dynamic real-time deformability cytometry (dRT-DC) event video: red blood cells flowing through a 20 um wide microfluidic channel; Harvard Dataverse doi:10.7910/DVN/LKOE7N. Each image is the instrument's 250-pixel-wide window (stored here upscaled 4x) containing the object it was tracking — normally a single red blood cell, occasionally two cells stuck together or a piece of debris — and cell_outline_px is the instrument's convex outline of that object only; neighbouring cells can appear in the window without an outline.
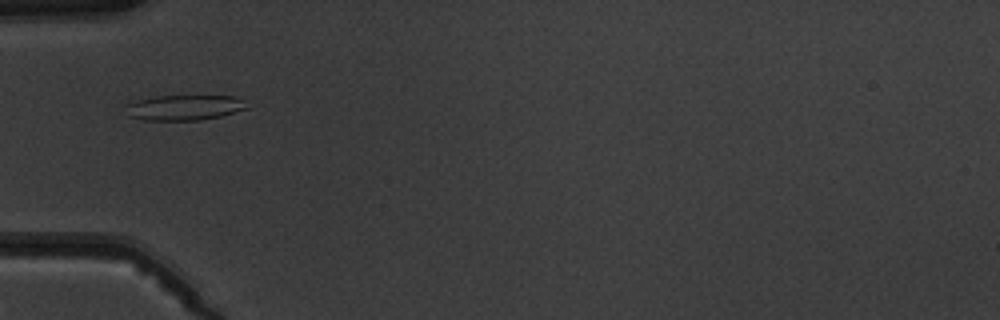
{"species": "common noctule bat (a hibernating species)", "species_latin": "Nyctalus noctula", "temperature_condition": "warm", "stored_images_in_passage": 6, "camera_frame_rate_fps": 3000, "um_per_image_px": 0.085, "animal": {"sex": "male", "body_mass_g": 19.5, "forearm_length_mm": 54.6}, "frame": {"image": 1, "passage_image": 4, "time_ms": 4.0, "image_size_px": [1000, 320], "cell_outline_px": [[252, 108], [220, 116], [200, 120], [144, 120], [128, 116], [124, 104], [136, 100], [156, 96], [236, 96], [244, 100]], "centroid_in_image_um": [15.69, 9.14], "position_along_channel_um": 69.3, "area_um2": 18.15}}
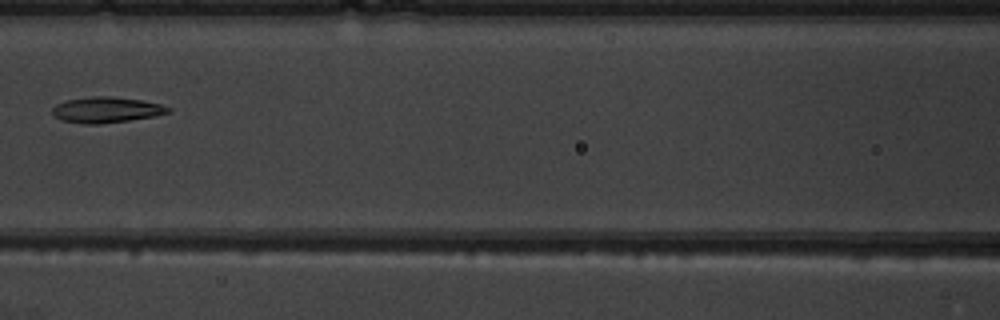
{"frame": {"image": 2, "passage_image": 6, "time_ms": 6.333, "image_size_px": [1000, 320], "cell_outline_px": [[172, 108], [168, 112], [156, 116], [100, 124], [84, 124], [64, 120], [52, 116], [52, 108], [56, 104], [64, 100], [92, 96], [112, 96], [144, 100], [160, 104]], "centroid_in_image_um": [9.02, 9.32], "position_along_channel_um": 157.6, "area_um2": 17.51}}